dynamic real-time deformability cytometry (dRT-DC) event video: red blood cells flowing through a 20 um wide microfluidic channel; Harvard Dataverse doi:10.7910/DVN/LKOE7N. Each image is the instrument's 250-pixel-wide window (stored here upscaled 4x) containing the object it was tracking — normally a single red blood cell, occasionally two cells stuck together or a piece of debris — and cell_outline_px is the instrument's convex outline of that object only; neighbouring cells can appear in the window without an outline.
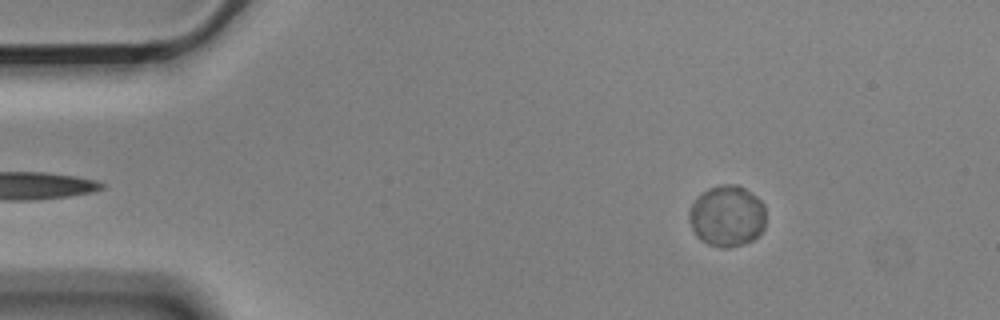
{"species": "Egyptian fruit bat (a non-hibernating species)", "species_latin": "Rousettus aegyptiacus", "temperature_condition": "cold", "stored_images_in_passage": 55, "camera_frame_rate_fps": 3000, "um_per_image_px": 0.085, "animal": {"sex": "male"}, "frame": {"image": 1, "passage_image": 6, "time_ms": 1.667, "image_size_px": [1000, 320], "cell_outline_px": [[764, 228], [752, 240], [728, 248], [720, 248], [708, 244], [692, 228], [688, 216], [688, 212], [696, 196], [708, 188], [724, 184], [736, 184], [744, 188], [756, 196], [764, 204]], "centroid_in_image_um": [61.79, 18.33], "position_along_channel_um": 23.2, "area_um2": 27.11}}
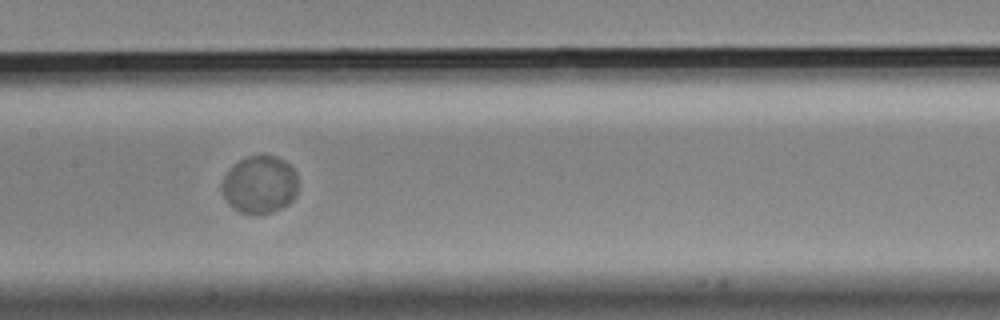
{"frame": {"image": 2, "passage_image": 26, "time_ms": 8.333, "image_size_px": [1000, 320], "cell_outline_px": [[296, 192], [292, 200], [288, 204], [272, 212], [240, 212], [232, 208], [228, 204], [220, 188], [220, 184], [224, 176], [240, 160], [248, 156], [264, 152], [276, 156], [284, 160], [296, 172]], "centroid_in_image_um": [22.06, 15.64], "position_along_channel_um": 185.3, "area_um2": 25.55}}
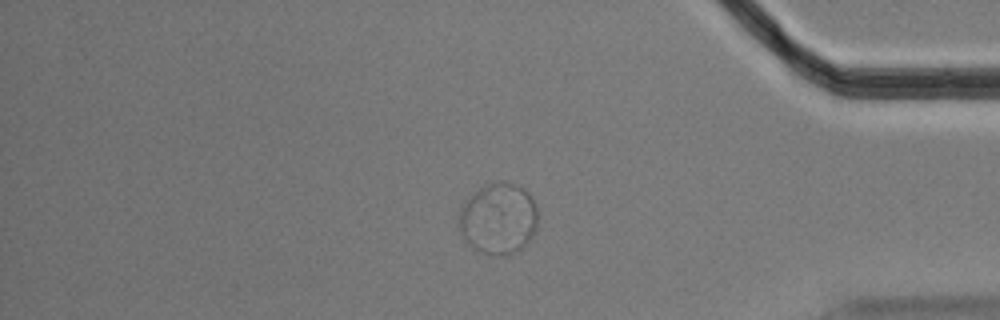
{"frame": {"image": 3, "passage_image": 46, "time_ms": 15.0, "image_size_px": [1000, 320], "cell_outline_px": [[536, 228], [528, 244], [504, 256], [484, 252], [476, 248], [464, 236], [460, 228], [460, 212], [464, 204], [480, 188], [488, 184], [500, 180], [504, 180], [516, 184], [524, 188], [528, 192], [536, 204]], "centroid_in_image_um": [42.43, 18.54], "position_along_channel_um": 392.8, "area_um2": 31.96}, "authors_computed_cell_mechanics": {"area_um2": 26.9926, "velocity_mm_per_s": 3.4762, "shape_relaxation_time_tau1_ms": 1.5479, "shape_relaxation_time_tau2_ms": null, "deformation_change_tau1": 0.0237, "deformation_change_tau2": null}}